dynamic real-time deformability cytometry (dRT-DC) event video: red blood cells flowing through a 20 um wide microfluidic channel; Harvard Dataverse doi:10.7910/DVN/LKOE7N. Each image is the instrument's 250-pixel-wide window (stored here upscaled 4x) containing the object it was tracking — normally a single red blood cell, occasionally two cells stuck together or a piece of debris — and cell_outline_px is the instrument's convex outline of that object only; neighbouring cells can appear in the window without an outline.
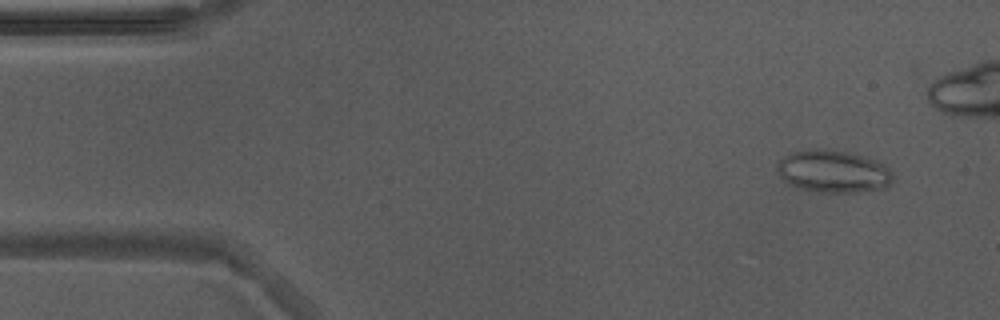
{"species": "Egyptian fruit bat (a non-hibernating species)", "species_latin": "Rousettus aegyptiacus", "temperature_condition": "warm", "stored_images_in_passage": 43, "camera_frame_rate_fps": 3000, "um_per_image_px": 0.085, "animal": {"sex": "male"}, "frame": {"image": 1, "passage_image": 4, "time_ms": 1.0, "image_size_px": [1000, 320], "cell_outline_px": [[892, 184], [888, 188], [856, 192], [820, 192], [788, 184], [780, 176], [776, 168], [776, 164], [784, 156], [792, 152], [808, 148], [816, 148], [848, 152], [864, 156], [876, 160], [884, 164], [892, 172]], "centroid_in_image_um": [70.84, 14.56], "position_along_channel_um": 14.2, "area_um2": 28.78}}
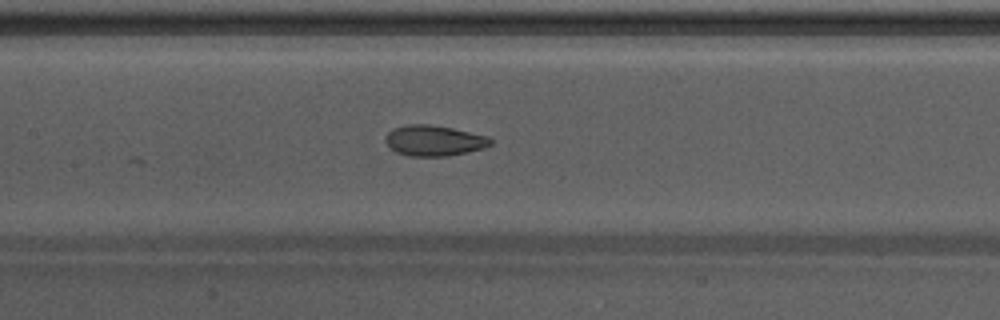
{"frame": {"image": 2, "passage_image": 24, "time_ms": 7.667, "image_size_px": [1000, 320], "cell_outline_px": [[492, 144], [484, 148], [468, 152], [448, 156], [408, 156], [396, 152], [384, 140], [384, 136], [392, 128], [408, 124], [428, 124], [452, 128], [488, 136], [492, 140]], "centroid_in_image_um": [36.88, 11.95], "position_along_channel_um": 170.5, "area_um2": 18.84}}
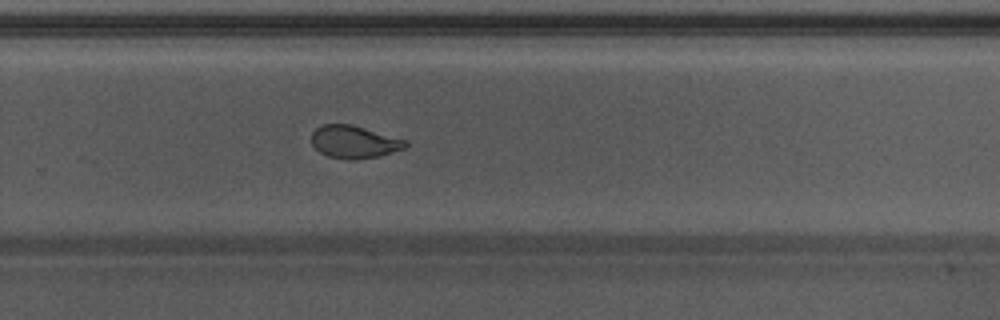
{"frame": {"image": 3, "passage_image": 34, "time_ms": 11.0, "image_size_px": [1000, 320], "cell_outline_px": [[408, 144], [404, 148], [380, 156], [356, 160], [348, 160], [328, 156], [320, 152], [312, 144], [312, 132], [320, 124], [352, 124], [408, 140]], "centroid_in_image_um": [30.11, 12.06], "position_along_channel_um": 299.7, "area_um2": 18.03}}